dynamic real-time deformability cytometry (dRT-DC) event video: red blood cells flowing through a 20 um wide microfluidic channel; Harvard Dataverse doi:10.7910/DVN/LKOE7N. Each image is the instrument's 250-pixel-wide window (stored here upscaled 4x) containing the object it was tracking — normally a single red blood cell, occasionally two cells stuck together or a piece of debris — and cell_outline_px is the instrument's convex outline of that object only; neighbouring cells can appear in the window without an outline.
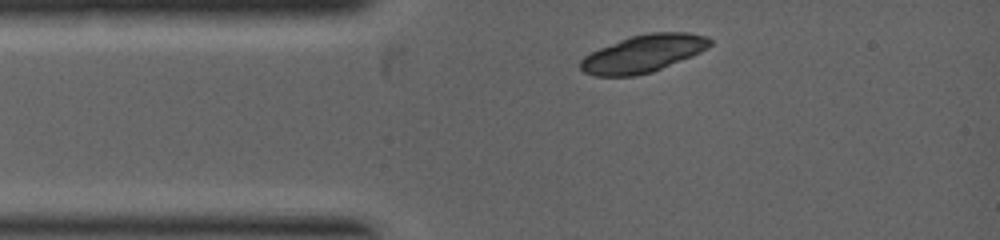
{"species": "common noctule bat (a hibernating species)", "species_latin": "Nyctalus noctula", "temperature_condition": "warm", "stored_images_in_passage": 1, "camera_frame_rate_fps": 5000, "um_per_image_px": 0.085, "animal": {"sex": "female", "body_mass_g": 19.0, "forearm_length_mm": 53.3}, "frame": {"image": 1, "passage_image": 1, "time_ms": 0.0, "image_size_px": [1000, 240], "cell_outline_px": [[712, 44], [708, 48], [692, 56], [652, 72], [636, 76], [596, 76], [584, 72], [580, 68], [580, 60], [584, 56], [600, 48], [628, 36], [648, 32], [688, 32], [708, 36], [712, 40]], "centroid_in_image_um": [54.7, 4.55], "position_along_channel_um": 30.3, "area_um2": 28.44}}